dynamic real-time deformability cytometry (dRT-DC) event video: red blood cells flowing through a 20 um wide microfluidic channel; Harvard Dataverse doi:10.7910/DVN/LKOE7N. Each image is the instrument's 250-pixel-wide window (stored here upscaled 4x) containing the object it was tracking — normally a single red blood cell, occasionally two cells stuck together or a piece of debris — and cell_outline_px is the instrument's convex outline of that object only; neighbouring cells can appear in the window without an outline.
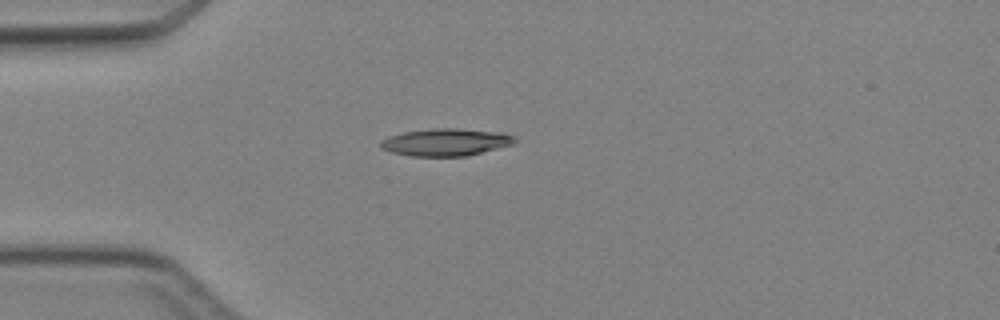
{"species": "Egyptian fruit bat (a non-hibernating species)", "species_latin": "Rousettus aegyptiacus", "temperature_condition": "cold", "stored_images_in_passage": 4, "camera_frame_rate_fps": 3000, "um_per_image_px": 0.085, "animal": {"sex": "female"}, "frame": {"image": 1, "passage_image": 3, "time_ms": 3.333, "image_size_px": [1000, 320], "cell_outline_px": [[516, 144], [468, 156], [412, 156], [392, 152], [380, 148], [380, 140], [388, 136], [404, 132], [436, 128], [456, 128], [504, 132], [516, 136]], "centroid_in_image_um": [37.95, 12.08], "position_along_channel_um": 47.0, "area_um2": 21.68}}